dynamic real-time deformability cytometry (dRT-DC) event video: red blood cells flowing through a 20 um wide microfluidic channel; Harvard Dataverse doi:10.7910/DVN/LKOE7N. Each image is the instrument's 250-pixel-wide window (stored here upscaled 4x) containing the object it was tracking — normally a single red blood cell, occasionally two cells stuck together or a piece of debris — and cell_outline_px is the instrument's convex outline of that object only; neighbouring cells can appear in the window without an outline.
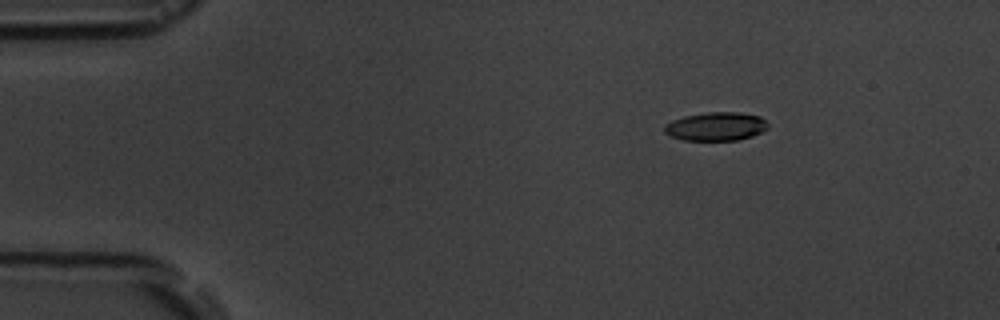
{"species": "common noctule bat (a hibernating species)", "species_latin": "Nyctalus noctula", "temperature_condition": "room temperature", "stored_images_in_passage": 4, "camera_frame_rate_fps": 3000, "um_per_image_px": 0.085, "animal": {"sex": "male", "body_mass_g": 19.5, "forearm_length_mm": 54.6}, "frame": {"image": 1, "passage_image": 1, "time_ms": 0.0, "image_size_px": [1000, 320], "cell_outline_px": [[768, 128], [752, 136], [736, 140], [684, 140], [672, 136], [664, 132], [664, 124], [672, 120], [684, 116], [704, 112], [740, 112], [760, 116], [768, 124]], "centroid_in_image_um": [60.84, 10.73], "position_along_channel_um": 24.2, "area_um2": 17.22}}
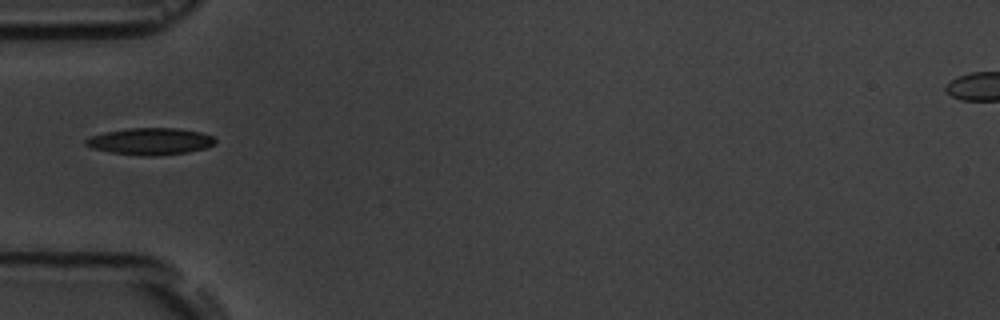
{"frame": {"image": 2, "passage_image": 4, "time_ms": 3.333, "image_size_px": [1000, 320], "cell_outline_px": [[216, 144], [208, 148], [188, 152], [156, 156], [144, 156], [112, 152], [92, 148], [84, 144], [84, 140], [88, 136], [104, 132], [128, 128], [176, 128], [200, 132], [212, 136], [216, 140]], "centroid_in_image_um": [12.78, 12.01], "position_along_channel_um": 72.2, "area_um2": 20.4}}